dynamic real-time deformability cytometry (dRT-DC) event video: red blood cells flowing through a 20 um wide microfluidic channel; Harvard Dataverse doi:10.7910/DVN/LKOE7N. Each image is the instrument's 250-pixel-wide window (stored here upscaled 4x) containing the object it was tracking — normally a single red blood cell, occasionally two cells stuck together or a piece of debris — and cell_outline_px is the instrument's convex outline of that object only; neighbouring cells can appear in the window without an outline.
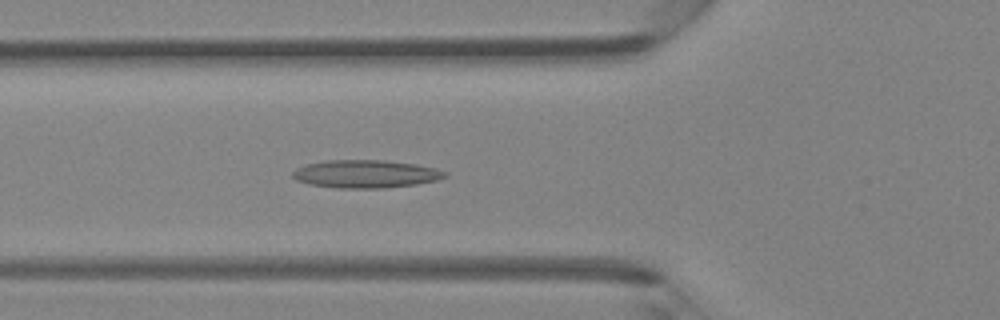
{"species": "Egyptian fruit bat (a non-hibernating species)", "species_latin": "Rousettus aegyptiacus", "temperature_condition": "room temperature", "stored_images_in_passage": 44, "camera_frame_rate_fps": 3000, "um_per_image_px": 0.085, "animal": {"sex": "female"}, "frame": {"image": 1, "passage_image": 15, "time_ms": 4.667, "image_size_px": [1000, 320], "cell_outline_px": [[448, 176], [436, 180], [416, 184], [384, 188], [336, 188], [308, 184], [296, 180], [292, 176], [292, 172], [296, 168], [304, 164], [328, 160], [384, 160], [416, 164], [436, 168], [448, 172]], "centroid_in_image_um": [31.07, 14.78], "position_along_channel_um": 94.7, "area_um2": 24.97}}
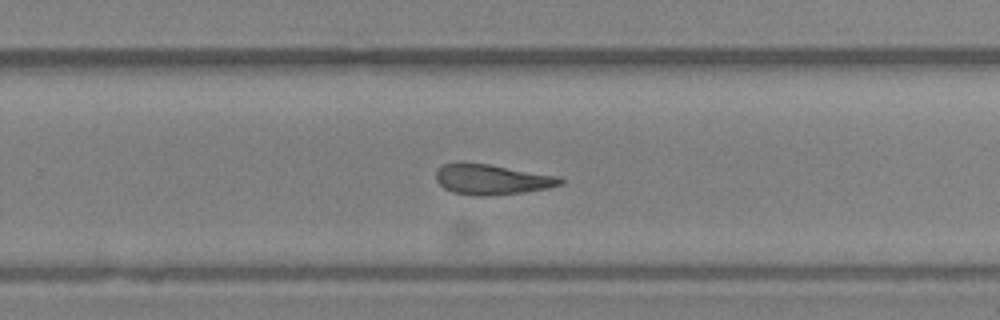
{"frame": {"image": 2, "passage_image": 28, "time_ms": 9.0, "image_size_px": [1000, 320], "cell_outline_px": [[564, 184], [548, 188], [524, 192], [484, 196], [476, 196], [452, 192], [444, 188], [436, 180], [436, 172], [444, 164], [488, 164], [560, 176], [564, 180]], "centroid_in_image_um": [41.87, 15.27], "position_along_channel_um": 287.9, "area_um2": 21.68}}
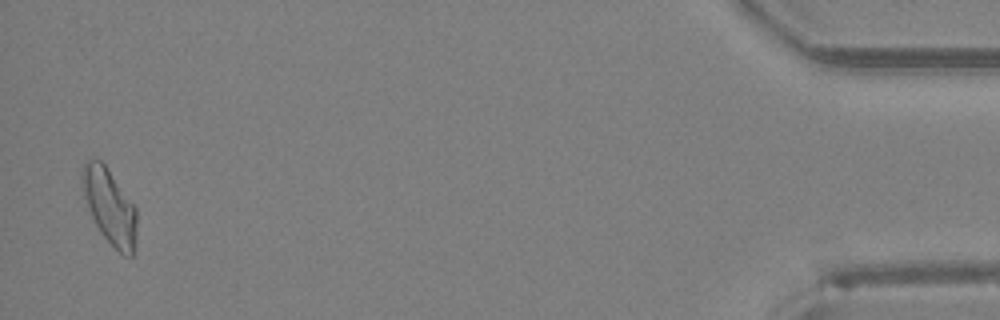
{"frame": {"image": 3, "passage_image": 43, "time_ms": 14.0, "image_size_px": [1000, 320], "cell_outline_px": [[136, 240], [132, 256], [124, 256], [104, 236], [96, 224], [92, 216], [84, 196], [80, 180], [80, 176], [84, 164], [88, 160], [100, 160], [104, 164], [136, 208]], "centroid_in_image_um": [9.31, 17.55], "position_along_channel_um": 425.9, "area_um2": 23.35}}